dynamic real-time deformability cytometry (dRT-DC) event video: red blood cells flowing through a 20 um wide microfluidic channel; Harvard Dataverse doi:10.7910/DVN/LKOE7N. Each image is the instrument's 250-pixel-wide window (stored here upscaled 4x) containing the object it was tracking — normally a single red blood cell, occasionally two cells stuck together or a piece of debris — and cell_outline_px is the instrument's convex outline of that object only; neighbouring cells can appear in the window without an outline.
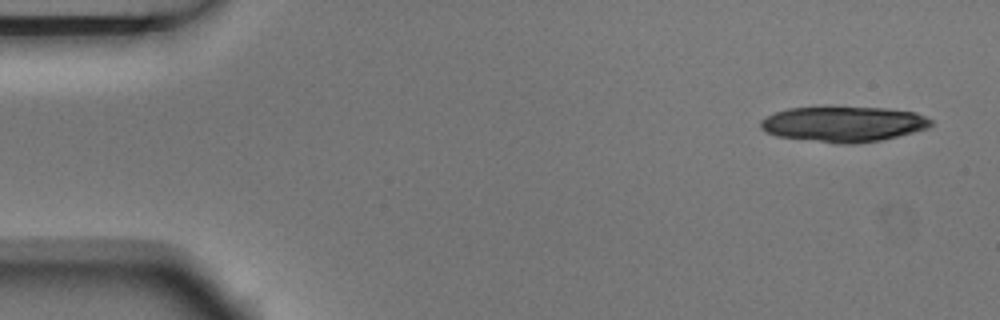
{"species": "Egyptian fruit bat (a non-hibernating species)", "species_latin": "Rousettus aegyptiacus", "temperature_condition": "room temperature", "stored_images_in_passage": 6, "camera_frame_rate_fps": 3000, "um_per_image_px": 0.085, "animal": {"sex": "male"}, "frame": {"image": 1, "passage_image": 1, "time_ms": 0.0, "image_size_px": [1000, 320], "cell_outline_px": [[932, 124], [928, 128], [880, 140], [856, 144], [836, 144], [776, 136], [764, 132], [760, 128], [760, 120], [776, 112], [788, 108], [888, 108], [916, 112], [932, 120]], "centroid_in_image_um": [71.67, 10.56], "position_along_channel_um": 13.3, "area_um2": 34.97}}
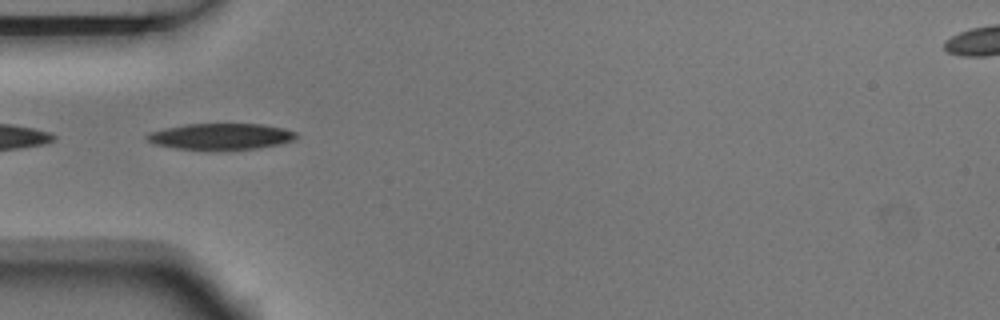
{"frame": {"image": 2, "passage_image": 5, "time_ms": 1.333, "image_size_px": [1000, 320], "cell_outline_px": [[300, 136], [292, 140], [276, 144], [256, 148], [176, 148], [156, 144], [148, 140], [144, 136], [152, 132], [164, 128], [188, 124], [264, 124], [284, 128], [296, 132]], "centroid_in_image_um": [18.81, 11.56], "position_along_channel_um": 66.2, "area_um2": 22.02}}
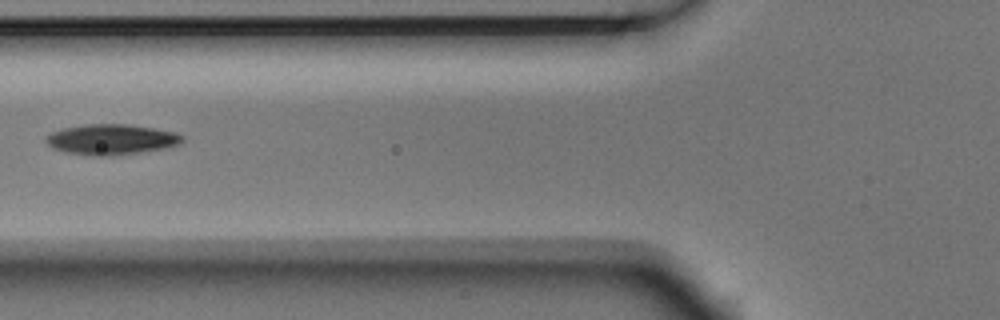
{"frame": {"image": 3, "passage_image": 6, "time_ms": 1.667, "image_size_px": [1000, 320], "cell_outline_px": [[184, 140], [176, 144], [164, 148], [108, 156], [96, 156], [64, 152], [52, 148], [44, 140], [52, 132], [64, 128], [88, 124], [128, 124], [176, 132], [184, 136]], "centroid_in_image_um": [9.44, 11.85], "position_along_channel_um": 116.4, "area_um2": 23.87}}